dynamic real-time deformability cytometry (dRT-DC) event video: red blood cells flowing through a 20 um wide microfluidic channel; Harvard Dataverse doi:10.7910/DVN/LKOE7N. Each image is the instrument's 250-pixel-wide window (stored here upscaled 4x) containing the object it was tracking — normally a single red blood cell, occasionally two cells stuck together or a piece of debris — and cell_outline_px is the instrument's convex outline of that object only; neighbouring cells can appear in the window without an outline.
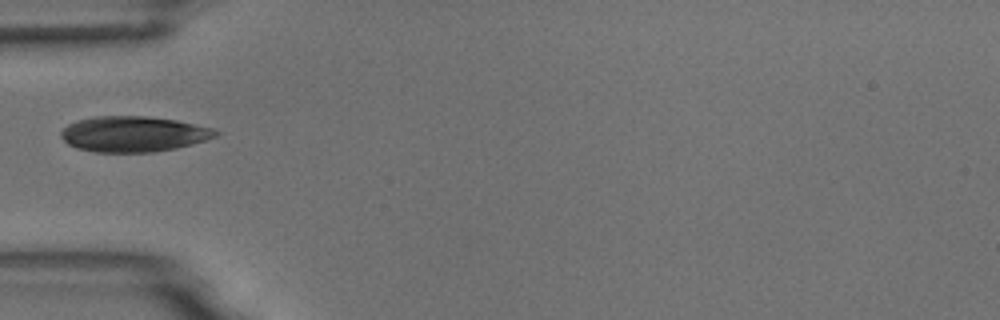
{"species": "common noctule bat (a hibernating species)", "species_latin": "Nyctalus noctula", "temperature_condition": "room temperature", "stored_images_in_passage": 8, "camera_frame_rate_fps": 3000, "um_per_image_px": 0.085, "animal": {"sex": "male", "body_mass_g": 18.8}, "frame": {"image": 1, "passage_image": 5, "time_ms": 4.667, "image_size_px": [1000, 320], "cell_outline_px": [[220, 132], [216, 136], [192, 144], [176, 148], [152, 152], [96, 152], [76, 148], [68, 144], [60, 136], [60, 132], [68, 124], [76, 120], [92, 116], [148, 116], [176, 120], [216, 128]], "centroid_in_image_um": [11.34, 11.38], "position_along_channel_um": 73.7, "area_um2": 32.25}}